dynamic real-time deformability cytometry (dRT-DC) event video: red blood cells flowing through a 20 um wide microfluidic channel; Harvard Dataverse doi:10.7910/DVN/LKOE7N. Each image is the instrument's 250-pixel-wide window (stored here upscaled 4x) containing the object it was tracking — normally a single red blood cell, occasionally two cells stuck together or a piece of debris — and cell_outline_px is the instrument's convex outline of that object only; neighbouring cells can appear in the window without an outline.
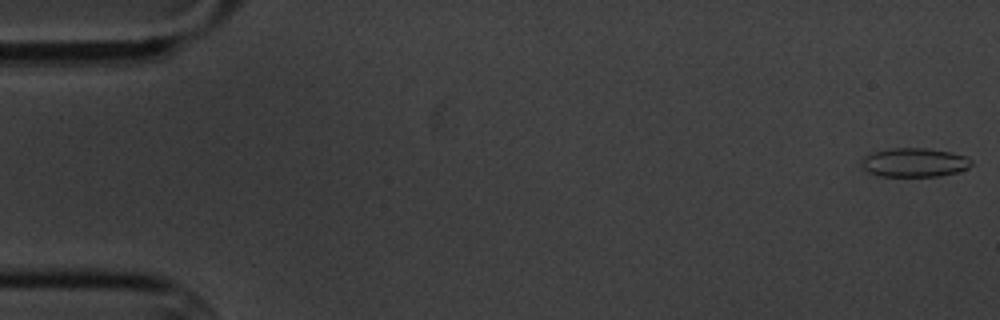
{"species": "common noctule bat (a hibernating species)", "species_latin": "Nyctalus noctula", "temperature_condition": "cold", "stored_images_in_passage": 10, "camera_frame_rate_fps": 3000, "um_per_image_px": 0.085, "animal": {"sex": "male", "body_mass_g": 20.1, "forearm_length_mm": 53.5}, "frame": {"image": 1, "passage_image": 1, "time_ms": 0.0, "image_size_px": [1000, 320], "cell_outline_px": [[972, 164], [968, 168], [956, 172], [940, 176], [880, 176], [868, 172], [860, 164], [860, 160], [864, 156], [872, 152], [892, 148], [928, 148], [952, 152], [964, 156], [972, 160]], "centroid_in_image_um": [77.7, 13.8], "position_along_channel_um": 7.3, "area_um2": 18.61}}
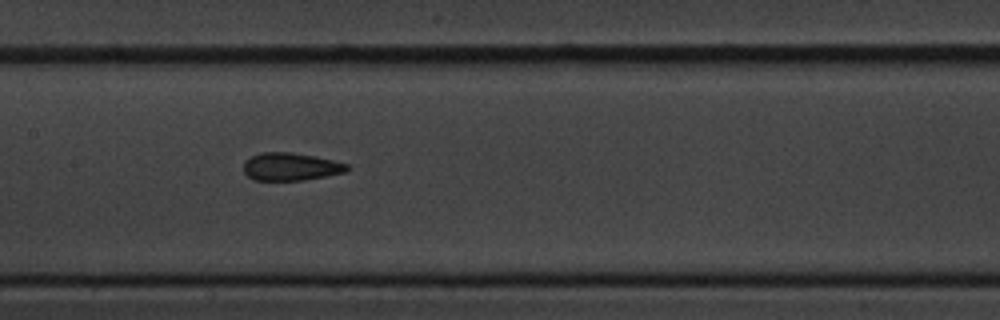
{"frame": {"image": 2, "passage_image": 8, "time_ms": 9.0, "image_size_px": [1000, 320], "cell_outline_px": [[352, 168], [348, 172], [304, 180], [252, 180], [244, 172], [244, 164], [252, 156], [260, 152], [292, 152], [332, 160], [348, 164]], "centroid_in_image_um": [24.75, 14.17], "position_along_channel_um": 182.6, "area_um2": 16.76}}
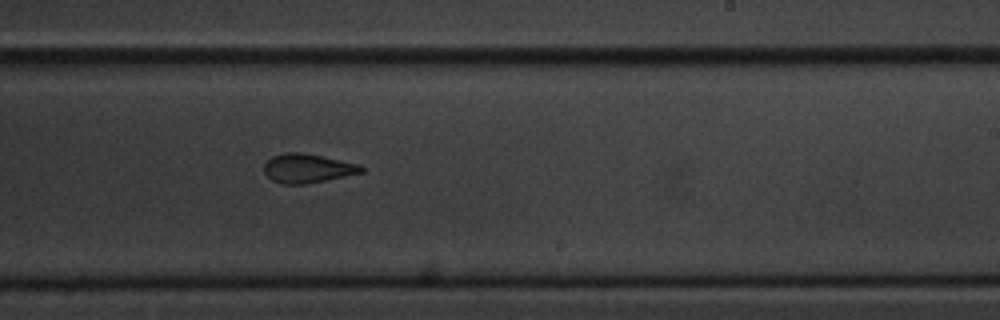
{"frame": {"image": 3, "passage_image": 10, "time_ms": 11.333, "image_size_px": [1000, 320], "cell_outline_px": [[364, 172], [304, 184], [284, 184], [272, 180], [264, 172], [264, 164], [272, 156], [284, 152], [300, 152], [360, 164], [364, 168]], "centroid_in_image_um": [26.12, 14.3], "position_along_channel_um": 262.9, "area_um2": 16.24}}